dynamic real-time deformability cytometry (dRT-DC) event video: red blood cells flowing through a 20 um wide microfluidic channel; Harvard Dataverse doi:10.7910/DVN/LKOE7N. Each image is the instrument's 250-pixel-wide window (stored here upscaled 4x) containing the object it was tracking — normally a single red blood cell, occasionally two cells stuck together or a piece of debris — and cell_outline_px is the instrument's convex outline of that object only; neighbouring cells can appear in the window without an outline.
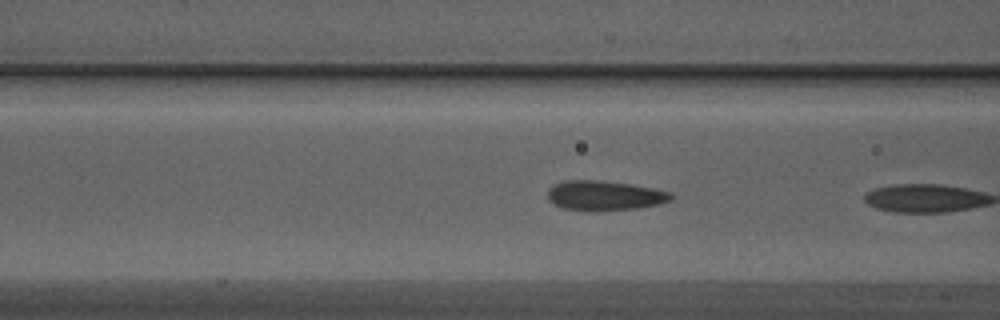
{"species": "Egyptian fruit bat (a non-hibernating species)", "species_latin": "Rousettus aegyptiacus", "temperature_condition": "warm", "stored_images_in_passage": 4, "camera_frame_rate_fps": 3000, "um_per_image_px": 0.085, "animal": {"sex": "male"}, "frame": {"image": 1, "passage_image": 4, "time_ms": 1.0, "image_size_px": [1000, 320], "cell_outline_px": [[672, 200], [660, 204], [640, 208], [596, 212], [588, 212], [564, 208], [548, 200], [548, 188], [564, 180], [600, 180], [632, 184], [672, 192]], "centroid_in_image_um": [51.41, 16.64], "position_along_channel_um": 115.2, "area_um2": 21.79}}